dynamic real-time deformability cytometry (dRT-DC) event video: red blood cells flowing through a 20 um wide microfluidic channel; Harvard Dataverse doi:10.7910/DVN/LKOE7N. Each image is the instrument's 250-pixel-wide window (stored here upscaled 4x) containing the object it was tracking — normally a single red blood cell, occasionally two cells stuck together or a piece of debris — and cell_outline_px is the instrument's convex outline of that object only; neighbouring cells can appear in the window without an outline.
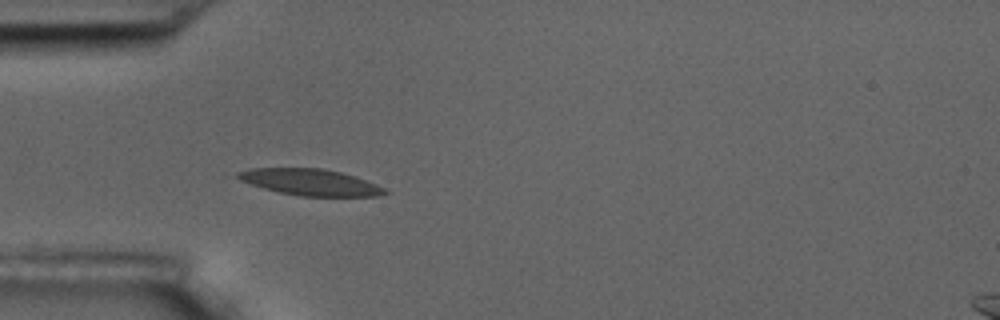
{"species": "common noctule bat (a hibernating species)", "species_latin": "Nyctalus noctula", "temperature_condition": "room temperature", "stored_images_in_passage": 4, "camera_frame_rate_fps": 3000, "um_per_image_px": 0.085, "animal": {"sex": "male", "body_mass_g": 17.5, "forearm_length_mm": 52.3}, "frame": {"image": 1, "passage_image": 4, "time_ms": 4.333, "image_size_px": [1000, 320], "cell_outline_px": [[388, 192], [376, 196], [300, 196], [280, 192], [264, 188], [240, 180], [232, 176], [236, 172], [248, 168], [320, 168], [340, 172], [356, 176], [388, 188]], "centroid_in_image_um": [26.37, 15.48], "position_along_channel_um": 58.6, "area_um2": 22.72}}